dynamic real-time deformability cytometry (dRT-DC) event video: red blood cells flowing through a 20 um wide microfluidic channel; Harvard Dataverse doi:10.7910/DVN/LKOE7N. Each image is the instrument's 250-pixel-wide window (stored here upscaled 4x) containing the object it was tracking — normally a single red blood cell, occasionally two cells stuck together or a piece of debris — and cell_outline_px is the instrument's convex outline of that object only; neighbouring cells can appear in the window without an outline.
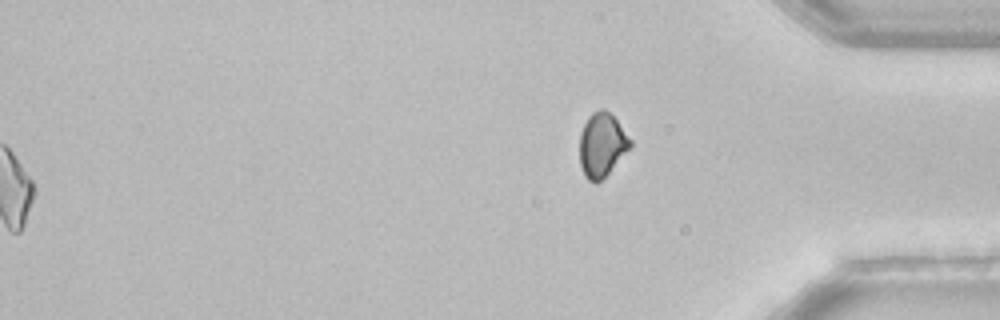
{"species": "common noctule bat (a hibernating species)", "species_latin": "Nyctalus noctula", "temperature_condition": "room temperature", "stored_images_in_passage": 43, "segment_of_instrument_passage": [2, 2], "camera_frame_rate_fps": 3000, "um_per_image_px": 0.085, "animal": {"sex": "female", "body_mass_g": 22.7, "forearm_length_mm": 54.2}, "frame": {"image": 1, "passage_image": 43, "time_ms": 14.0, "image_size_px": [1000, 320], "cell_outline_px": [[632, 144], [608, 172], [596, 184], [588, 180], [584, 176], [580, 164], [580, 132], [588, 116], [592, 112], [600, 108], [604, 108], [616, 120], [632, 140]], "centroid_in_image_um": [51.13, 12.29], "position_along_channel_um": 384.1, "area_um2": 18.55}}